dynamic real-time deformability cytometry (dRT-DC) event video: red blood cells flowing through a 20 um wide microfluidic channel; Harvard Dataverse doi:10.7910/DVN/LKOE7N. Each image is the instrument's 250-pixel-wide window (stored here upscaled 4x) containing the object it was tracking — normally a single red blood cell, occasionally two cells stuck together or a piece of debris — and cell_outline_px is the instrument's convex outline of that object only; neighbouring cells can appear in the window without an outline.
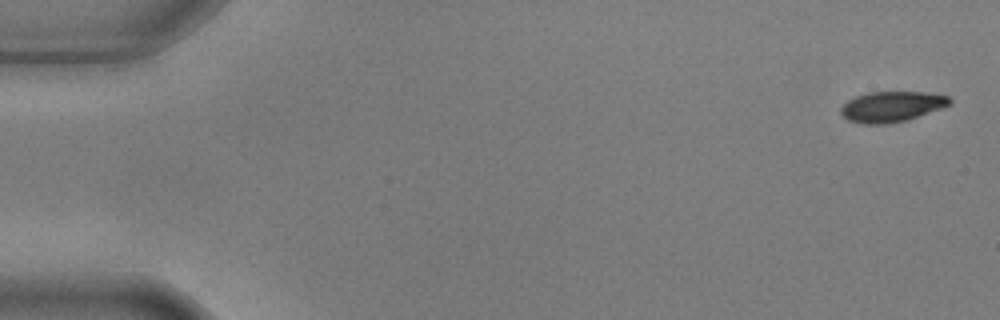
{"species": "common noctule bat (a hibernating species)", "species_latin": "Nyctalus noctula", "temperature_condition": "warm", "stored_images_in_passage": 5, "camera_frame_rate_fps": 3000, "um_per_image_px": 0.085, "animal": {"sex": "male", "body_mass_g": 17.9, "forearm_length_mm": 54.2}, "frame": {"image": 1, "passage_image": 1, "time_ms": 0.0, "image_size_px": [1000, 320], "cell_outline_px": [[952, 104], [908, 120], [884, 124], [864, 124], [848, 120], [840, 112], [840, 108], [848, 100], [856, 96], [868, 92], [924, 92], [948, 96], [952, 100]], "centroid_in_image_um": [75.8, 9.06], "position_along_channel_um": 9.2, "area_um2": 19.31}}
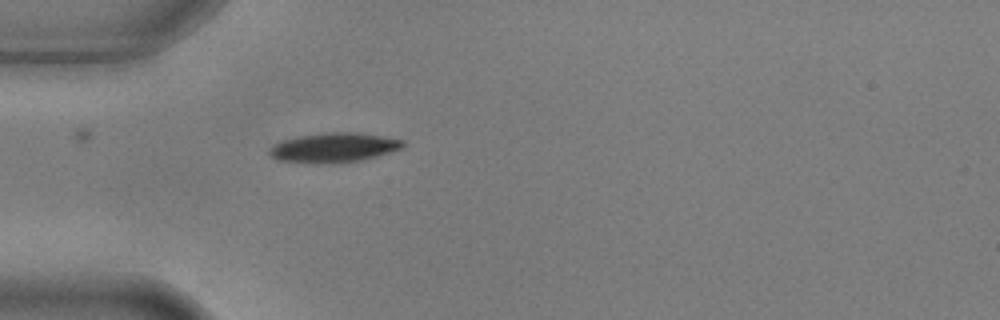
{"frame": {"image": 2, "passage_image": 5, "time_ms": 1.333, "image_size_px": [1000, 320], "cell_outline_px": [[404, 148], [376, 156], [360, 160], [332, 164], [316, 164], [276, 160], [268, 152], [276, 144], [284, 140], [300, 136], [324, 132], [360, 132], [404, 140]], "centroid_in_image_um": [28.41, 12.55], "position_along_channel_um": 56.6, "area_um2": 23.06}}